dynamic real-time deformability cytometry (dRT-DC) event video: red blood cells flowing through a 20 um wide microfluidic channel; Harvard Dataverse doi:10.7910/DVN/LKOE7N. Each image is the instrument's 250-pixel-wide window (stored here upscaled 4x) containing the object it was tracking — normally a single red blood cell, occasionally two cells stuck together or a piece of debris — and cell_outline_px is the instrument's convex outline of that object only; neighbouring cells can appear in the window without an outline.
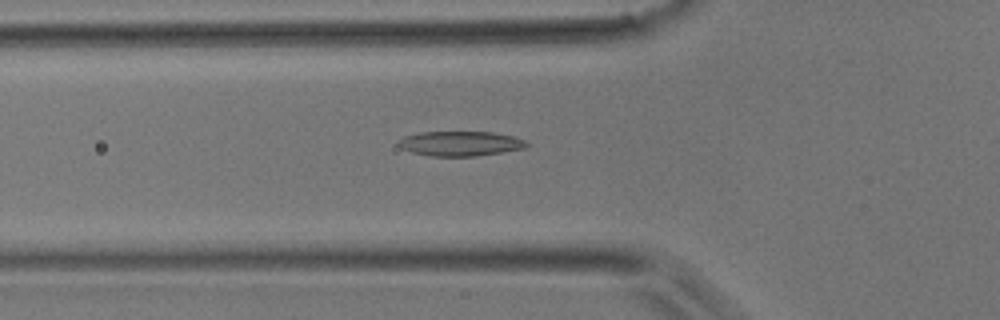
{"species": "common noctule bat (a hibernating species)", "species_latin": "Nyctalus noctula", "temperature_condition": "room temperature", "stored_images_in_passage": 43, "camera_frame_rate_fps": 3000, "um_per_image_px": 0.085, "animal": {"sex": "male", "body_mass_g": 17.9}, "frame": {"image": 1, "passage_image": 15, "time_ms": 4.667, "image_size_px": [1000, 320], "cell_outline_px": [[528, 144], [524, 148], [504, 152], [476, 156], [428, 156], [412, 152], [400, 148], [396, 144], [396, 140], [404, 136], [420, 132], [492, 132], [512, 136], [524, 140]], "centroid_in_image_um": [39.06, 12.2], "position_along_channel_um": 86.7, "area_um2": 18.61}}
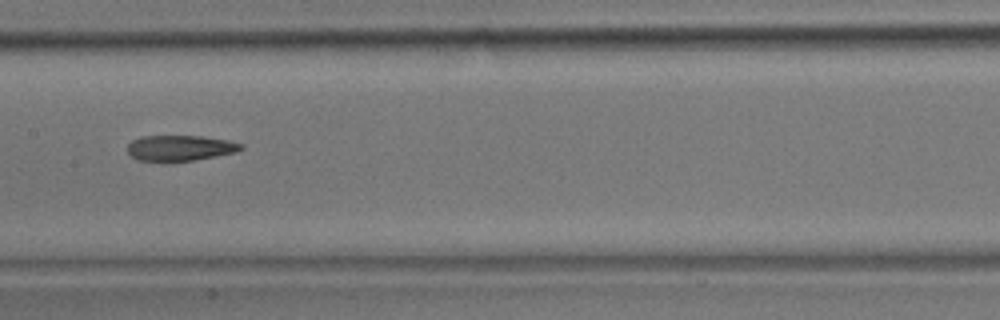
{"frame": {"image": 2, "passage_image": 22, "time_ms": 7.0, "image_size_px": [1000, 320], "cell_outline_px": [[244, 148], [236, 152], [172, 164], [168, 164], [136, 160], [128, 152], [128, 144], [132, 140], [140, 136], [204, 136], [228, 140], [244, 144]], "centroid_in_image_um": [15.27, 12.61], "position_along_channel_um": 192.1, "area_um2": 17.63}}
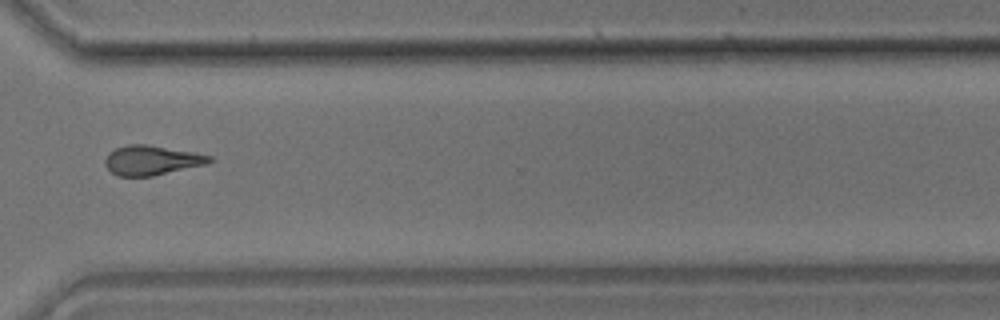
{"frame": {"image": 3, "passage_image": 33, "time_ms": 10.667, "image_size_px": [1000, 320], "cell_outline_px": [[212, 160], [208, 164], [152, 176], [116, 176], [104, 164], [104, 160], [116, 148], [128, 144], [144, 144], [192, 152], [212, 156]], "centroid_in_image_um": [12.9, 13.63], "position_along_channel_um": 357.7, "area_um2": 17.74}}